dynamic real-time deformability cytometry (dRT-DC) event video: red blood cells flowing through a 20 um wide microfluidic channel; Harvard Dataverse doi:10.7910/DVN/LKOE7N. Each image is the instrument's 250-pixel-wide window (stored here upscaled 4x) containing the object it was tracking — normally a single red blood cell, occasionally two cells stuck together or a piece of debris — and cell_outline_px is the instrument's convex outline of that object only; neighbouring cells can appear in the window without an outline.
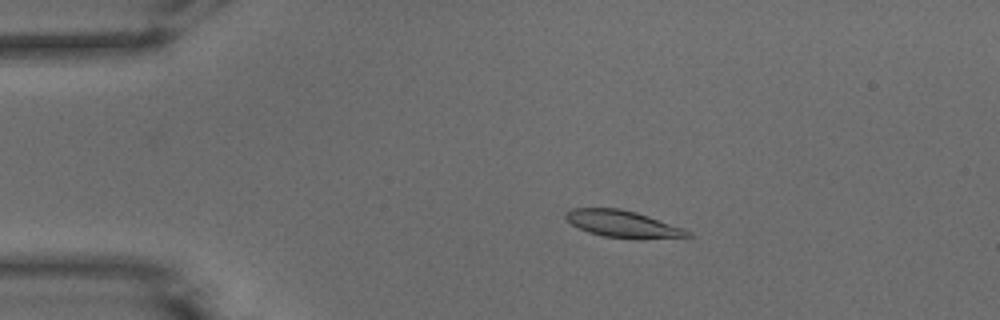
{"species": "common noctule bat (a hibernating species)", "species_latin": "Nyctalus noctula", "temperature_condition": "warm", "stored_images_in_passage": 53, "camera_frame_rate_fps": 3000, "um_per_image_px": 0.085, "animal": {"sex": "male", "body_mass_g": 15.6}, "frame": {"image": 1, "passage_image": 11, "time_ms": 3.333, "image_size_px": [1000, 320], "cell_outline_px": [[692, 236], [604, 236], [588, 232], [572, 224], [564, 216], [564, 212], [572, 208], [620, 208], [636, 212], [684, 228], [692, 232]], "centroid_in_image_um": [52.83, 18.97], "position_along_channel_um": 32.2, "area_um2": 18.03}}
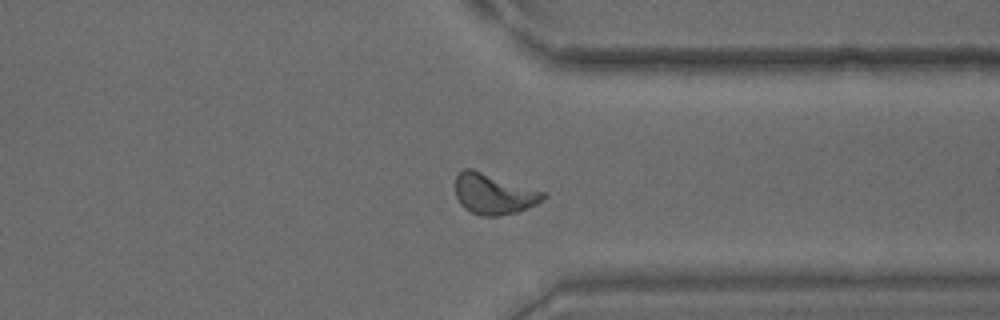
{"frame": {"image": 2, "passage_image": 41, "time_ms": 13.333, "image_size_px": [1000, 320], "cell_outline_px": [[548, 196], [544, 200], [536, 204], [516, 212], [496, 216], [480, 216], [464, 208], [460, 204], [456, 196], [456, 176], [464, 168], [472, 168], [544, 192]], "centroid_in_image_um": [41.96, 16.48], "position_along_channel_um": 369.4, "area_um2": 20.69}}
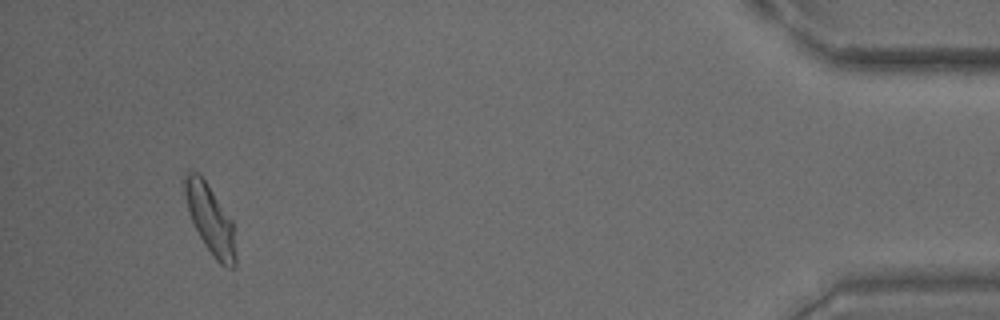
{"frame": {"image": 3, "passage_image": 50, "time_ms": 16.333, "image_size_px": [1000, 320], "cell_outline_px": [[236, 264], [232, 268], [228, 268], [220, 264], [212, 256], [204, 244], [188, 212], [180, 180], [188, 172], [196, 172], [204, 180], [232, 220], [236, 256]], "centroid_in_image_um": [17.84, 18.64], "position_along_channel_um": 417.4, "area_um2": 20.35}, "authors_computed_cell_mechanics": {"area_um2": 19.4786, "velocity_mm_per_s": 3.8662, "shape_relaxation_time_tau1_ms": 3.9925, "shape_relaxation_time_tau2_ms": 2.4206, "deformation_change_tau1": 0.1429, "deformation_change_tau2": 0.0868}}